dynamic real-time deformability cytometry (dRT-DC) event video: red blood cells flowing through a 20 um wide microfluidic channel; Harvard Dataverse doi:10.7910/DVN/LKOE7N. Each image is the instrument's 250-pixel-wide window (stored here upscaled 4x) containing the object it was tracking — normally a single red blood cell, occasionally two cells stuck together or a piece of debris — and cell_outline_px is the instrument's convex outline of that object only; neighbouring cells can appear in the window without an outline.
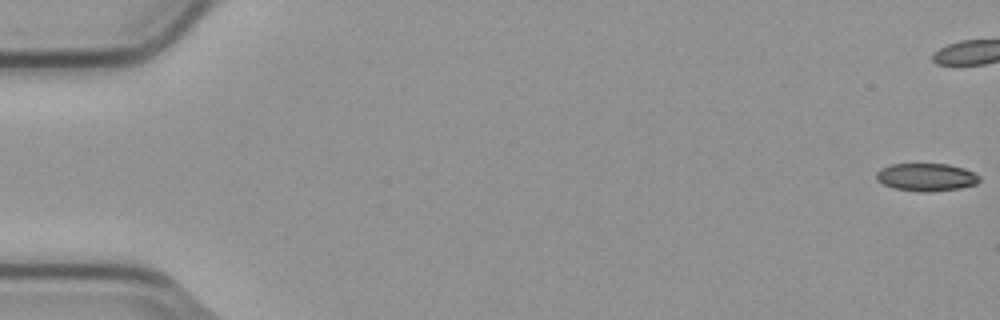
{"species": "common noctule bat (a hibernating species)", "species_latin": "Nyctalus noctula", "temperature_condition": "cold", "stored_images_in_passage": 6, "camera_frame_rate_fps": 3000, "um_per_image_px": 0.085, "animal": {"sex": "male", "body_mass_g": 23.1, "forearm_length_mm": 52.7}, "frame": {"image": 1, "passage_image": 1, "time_ms": 0.0, "image_size_px": [1000, 320], "cell_outline_px": [[980, 180], [976, 184], [960, 188], [932, 192], [920, 192], [892, 188], [876, 180], [876, 172], [880, 168], [892, 164], [948, 164], [964, 168], [980, 176]], "centroid_in_image_um": [78.72, 15.06], "position_along_channel_um": 6.3, "area_um2": 16.82}}